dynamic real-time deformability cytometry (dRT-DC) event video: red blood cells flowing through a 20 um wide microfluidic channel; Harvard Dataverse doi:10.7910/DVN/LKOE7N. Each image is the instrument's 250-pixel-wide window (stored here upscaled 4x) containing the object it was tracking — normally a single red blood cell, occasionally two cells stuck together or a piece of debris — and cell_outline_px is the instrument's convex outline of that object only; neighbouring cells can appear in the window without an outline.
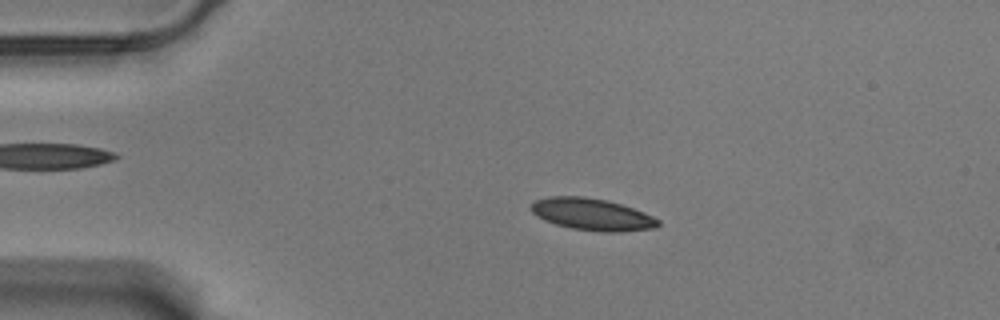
{"species": "Egyptian fruit bat (a non-hibernating species)", "species_latin": "Rousettus aegyptiacus", "temperature_condition": "warm", "stored_images_in_passage": 57, "camera_frame_rate_fps": 3000, "um_per_image_px": 0.085, "animal": {"sex": "male"}, "frame": {"image": 1, "passage_image": 12, "time_ms": 3.667, "image_size_px": [1000, 320], "cell_outline_px": [[660, 224], [656, 228], [620, 232], [604, 232], [572, 228], [556, 224], [544, 220], [532, 212], [532, 204], [536, 200], [548, 196], [584, 196], [608, 200], [644, 212], [660, 220]], "centroid_in_image_um": [50.36, 18.22], "position_along_channel_um": 34.6, "area_um2": 23.58}}
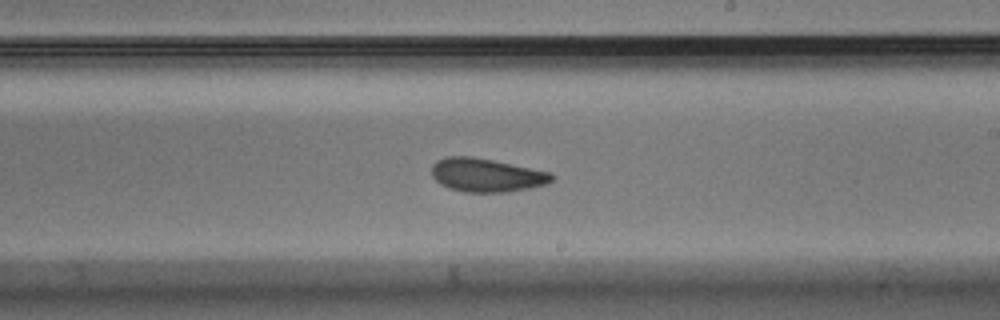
{"frame": {"image": 2, "passage_image": 34, "time_ms": 11.0, "image_size_px": [1000, 320], "cell_outline_px": [[556, 176], [548, 184], [528, 188], [504, 192], [464, 192], [448, 188], [440, 184], [432, 176], [432, 164], [436, 160], [444, 156], [472, 156], [552, 172]], "centroid_in_image_um": [41.34, 14.88], "position_along_channel_um": 247.7, "area_um2": 23.64}}
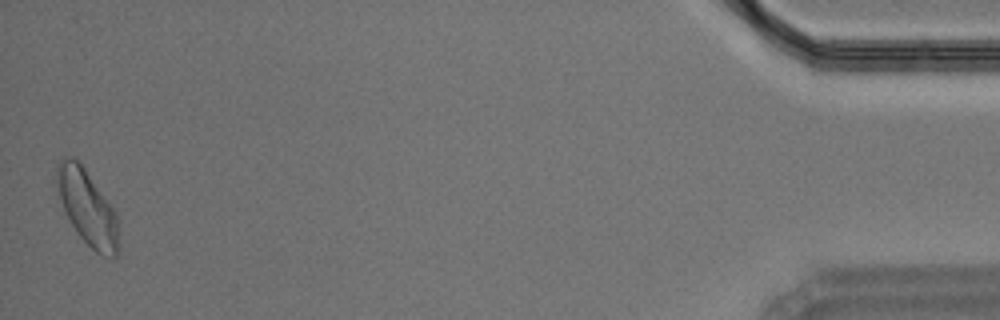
{"frame": {"image": 3, "passage_image": 57, "time_ms": 18.667, "image_size_px": [1000, 320], "cell_outline_px": [[120, 248], [116, 256], [104, 256], [96, 252], [76, 232], [64, 208], [60, 196], [56, 180], [56, 164], [64, 156], [72, 156], [84, 168], [116, 212], [120, 244]], "centroid_in_image_um": [7.44, 17.65], "position_along_channel_um": 427.8, "area_um2": 26.65}, "authors_computed_cell_mechanics": {"area_um2": 23.6402, "velocity_mm_per_s": 3.494, "shape_relaxation_time_tau1_ms": 3.7357, "shape_relaxation_time_tau2_ms": 2.0049, "deformation_change_tau1": 0.1085, "deformation_change_tau2": 0.0682}}